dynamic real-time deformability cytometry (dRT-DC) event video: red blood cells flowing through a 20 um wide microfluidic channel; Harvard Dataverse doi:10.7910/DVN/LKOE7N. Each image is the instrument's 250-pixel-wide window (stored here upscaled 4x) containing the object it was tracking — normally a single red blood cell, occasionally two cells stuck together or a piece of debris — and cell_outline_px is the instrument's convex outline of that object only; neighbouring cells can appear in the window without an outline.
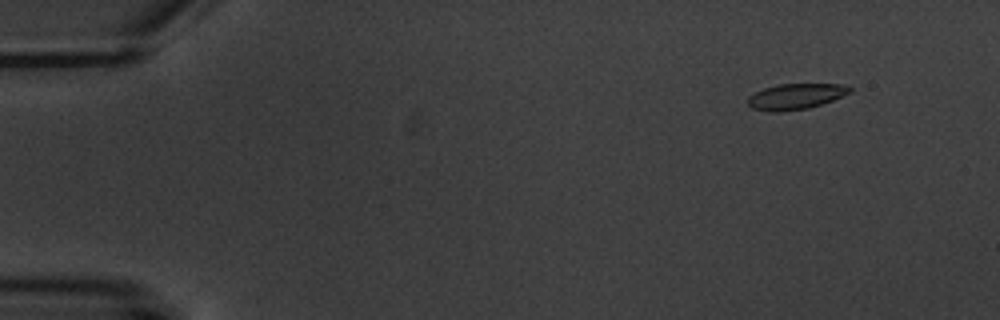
{"species": "common noctule bat (a hibernating species)", "species_latin": "Nyctalus noctula", "temperature_condition": "warm", "stored_images_in_passage": 6, "camera_frame_rate_fps": 3000, "um_per_image_px": 0.085, "animal": {"sex": "male", "body_mass_g": 20.1, "forearm_length_mm": 53.5}, "frame": {"image": 1, "passage_image": 6, "time_ms": 9.333, "image_size_px": [1000, 320], "cell_outline_px": [[852, 92], [832, 100], [808, 108], [780, 112], [768, 112], [752, 108], [748, 104], [748, 96], [764, 88], [780, 84], [848, 84], [852, 88]], "centroid_in_image_um": [67.64, 8.2], "position_along_channel_um": 17.4, "area_um2": 15.32}}